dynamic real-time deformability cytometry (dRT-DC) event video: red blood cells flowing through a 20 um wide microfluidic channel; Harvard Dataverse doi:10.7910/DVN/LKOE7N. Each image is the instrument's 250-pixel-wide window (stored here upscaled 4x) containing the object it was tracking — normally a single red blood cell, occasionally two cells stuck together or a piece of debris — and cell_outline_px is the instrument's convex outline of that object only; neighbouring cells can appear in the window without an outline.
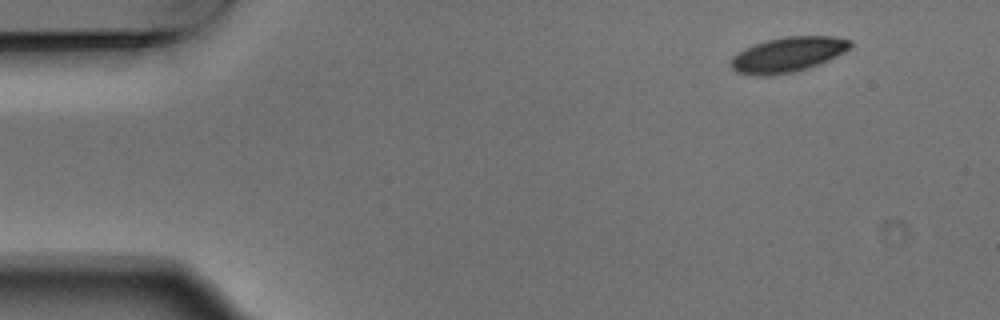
{"species": "Egyptian fruit bat (a non-hibernating species)", "species_latin": "Rousettus aegyptiacus", "temperature_condition": "warm", "stored_images_in_passage": 5, "segment_of_instrument_passage": [2, 2], "camera_frame_rate_fps": 3000, "um_per_image_px": 0.085, "animal": {"sex": "male"}, "frame": {"image": 1, "passage_image": 5, "time_ms": 1.333, "image_size_px": [1000, 320], "cell_outline_px": [[852, 44], [844, 52], [828, 60], [808, 68], [792, 72], [772, 76], [756, 76], [736, 72], [732, 68], [732, 56], [744, 48], [768, 40], [788, 36], [832, 36], [852, 40]], "centroid_in_image_um": [66.96, 4.65], "position_along_channel_um": 18.0, "area_um2": 24.22}}